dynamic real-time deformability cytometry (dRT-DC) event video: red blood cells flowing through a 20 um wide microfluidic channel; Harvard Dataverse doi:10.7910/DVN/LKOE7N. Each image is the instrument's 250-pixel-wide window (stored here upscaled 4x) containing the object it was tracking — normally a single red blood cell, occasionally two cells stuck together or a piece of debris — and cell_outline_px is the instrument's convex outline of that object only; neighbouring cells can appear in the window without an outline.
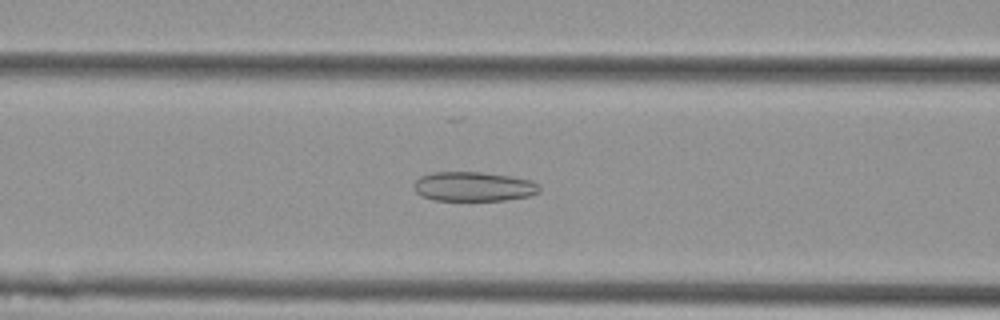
{"species": "Egyptian fruit bat (a non-hibernating species)", "species_latin": "Rousettus aegyptiacus", "temperature_condition": "cold", "stored_images_in_passage": 40, "camera_frame_rate_fps": 3000, "um_per_image_px": 0.085, "animal": {"sex": "female"}, "frame": {"image": 1, "passage_image": 13, "time_ms": 4.0, "image_size_px": [1000, 320], "cell_outline_px": [[540, 192], [532, 196], [504, 200], [436, 200], [420, 196], [416, 192], [412, 184], [420, 176], [432, 172], [480, 172], [512, 176], [532, 180], [540, 188]], "centroid_in_image_um": [40.25, 15.85], "position_along_channel_um": 126.4, "area_um2": 21.73}}
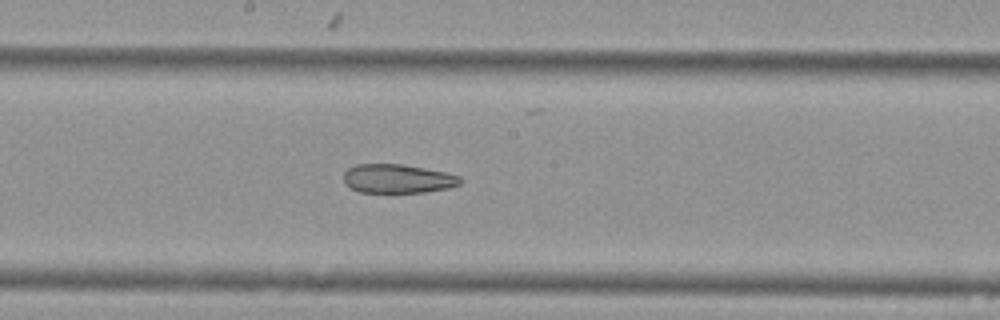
{"frame": {"image": 2, "passage_image": 20, "time_ms": 6.333, "image_size_px": [1000, 320], "cell_outline_px": [[460, 184], [448, 188], [424, 192], [360, 192], [344, 184], [344, 172], [348, 168], [356, 164], [400, 164], [424, 168], [444, 172], [460, 176]], "centroid_in_image_um": [33.77, 15.18], "position_along_channel_um": 214.4, "area_um2": 19.48}}
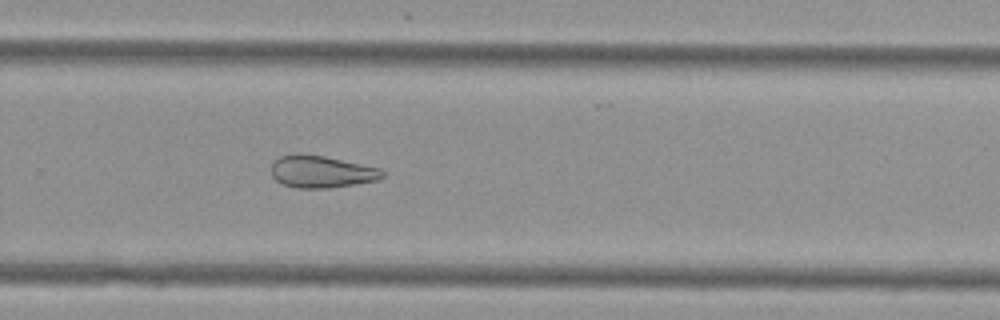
{"frame": {"image": 3, "passage_image": 27, "time_ms": 8.667, "image_size_px": [1000, 320], "cell_outline_px": [[384, 176], [376, 180], [332, 188], [296, 188], [284, 184], [276, 180], [272, 176], [272, 164], [280, 156], [300, 152], [324, 156], [380, 168], [384, 172]], "centroid_in_image_um": [27.31, 14.58], "position_along_channel_um": 302.5, "area_um2": 20.81}, "authors_computed_cell_mechanics": {"area_um2": 23.1778, "velocity_mm_per_s": 3.7838, "shape_relaxation_time_tau1_ms": null, "shape_relaxation_time_tau2_ms": 4.8715, "deformation_change_tau1": null, "deformation_change_tau2": 0.1311}}